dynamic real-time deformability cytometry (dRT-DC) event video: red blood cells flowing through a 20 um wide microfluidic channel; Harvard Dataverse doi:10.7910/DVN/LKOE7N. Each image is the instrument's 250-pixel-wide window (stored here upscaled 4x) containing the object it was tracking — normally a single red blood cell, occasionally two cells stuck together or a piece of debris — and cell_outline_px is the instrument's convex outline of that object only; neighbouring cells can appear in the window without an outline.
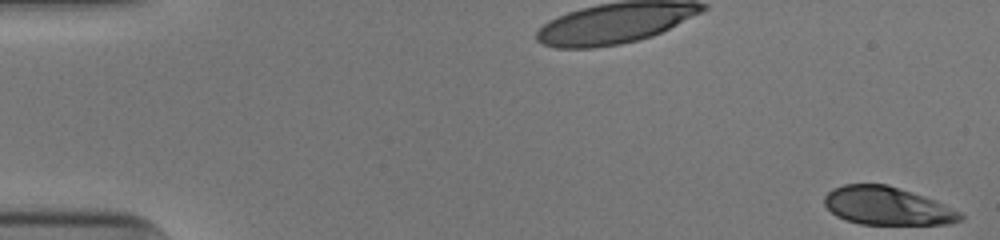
{"species": "human", "species_latin": "Homo sapiens", "temperature_condition": "cold", "stored_images_in_passage": 14, "camera_frame_rate_fps": 3000, "um_per_image_px": 0.085, "donor": {"sex": "male"}, "frame": {"image": 1, "passage_image": 1, "time_ms": 0.0, "image_size_px": [1000, 240], "cell_outline_px": [[964, 220], [948, 224], [860, 224], [844, 220], [836, 216], [824, 204], [824, 196], [832, 188], [844, 184], [888, 184], [924, 196], [960, 212], [964, 216]], "centroid_in_image_um": [75.38, 17.51], "position_along_channel_um": 9.6, "area_um2": 30.17}}